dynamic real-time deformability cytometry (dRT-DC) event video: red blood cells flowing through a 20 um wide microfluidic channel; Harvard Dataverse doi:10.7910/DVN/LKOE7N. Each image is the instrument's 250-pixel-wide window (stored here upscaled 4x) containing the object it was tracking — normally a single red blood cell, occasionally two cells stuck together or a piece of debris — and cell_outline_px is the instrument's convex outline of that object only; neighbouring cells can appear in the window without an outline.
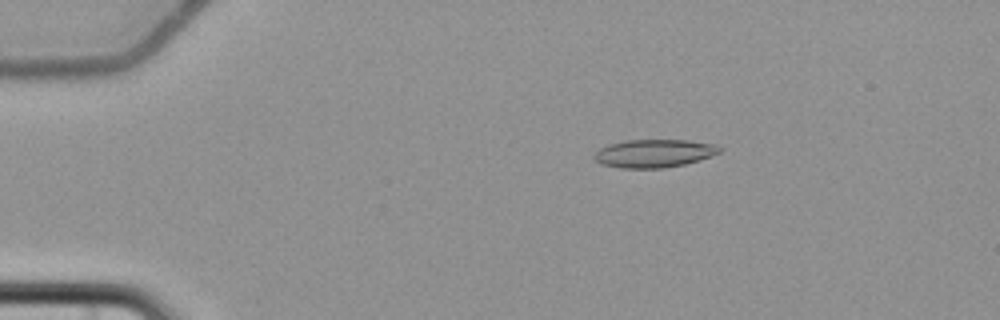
{"species": "common noctule bat (a hibernating species)", "species_latin": "Nyctalus noctula", "temperature_condition": "cold", "stored_images_in_passage": 7, "camera_frame_rate_fps": 3000, "um_per_image_px": 0.085, "animal": {"sex": "female", "body_mass_g": 22.7, "forearm_length_mm": 54.2}, "frame": {"image": 1, "passage_image": 4, "time_ms": 3.667, "image_size_px": [1000, 320], "cell_outline_px": [[724, 148], [720, 152], [684, 164], [664, 168], [620, 168], [600, 164], [592, 156], [600, 148], [608, 144], [624, 140], [688, 140], [716, 144]], "centroid_in_image_um": [55.57, 13.03], "position_along_channel_um": 29.4, "area_um2": 20.52}}
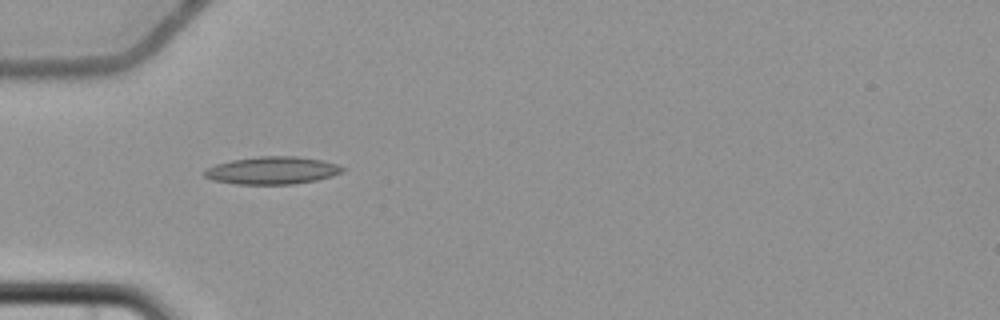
{"frame": {"image": 2, "passage_image": 6, "time_ms": 6.333, "image_size_px": [1000, 320], "cell_outline_px": [[348, 168], [344, 172], [332, 176], [316, 180], [292, 184], [236, 184], [212, 180], [204, 176], [204, 168], [216, 164], [232, 160], [256, 156], [296, 156], [320, 160], [336, 164]], "centroid_in_image_um": [23.14, 14.48], "position_along_channel_um": 61.9, "area_um2": 22.31}}
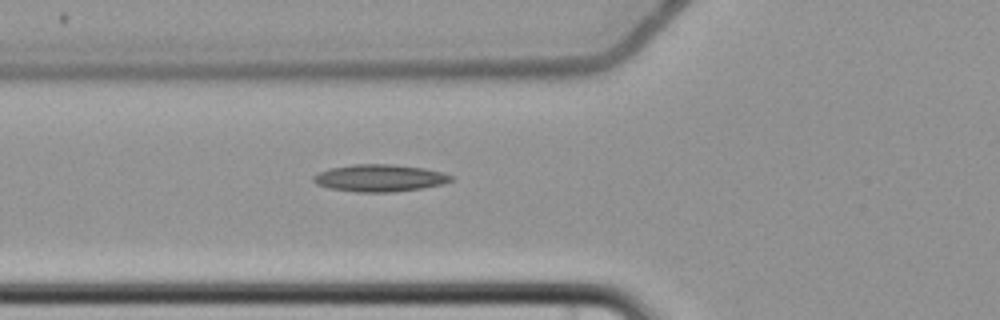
{"frame": {"image": 3, "passage_image": 7, "time_ms": 7.333, "image_size_px": [1000, 320], "cell_outline_px": [[452, 180], [440, 184], [420, 188], [396, 192], [356, 192], [328, 188], [316, 184], [312, 180], [312, 176], [328, 168], [352, 164], [392, 164], [424, 168], [444, 172], [452, 176]], "centroid_in_image_um": [32.22, 15.13], "position_along_channel_um": 93.6, "area_um2": 21.85}}